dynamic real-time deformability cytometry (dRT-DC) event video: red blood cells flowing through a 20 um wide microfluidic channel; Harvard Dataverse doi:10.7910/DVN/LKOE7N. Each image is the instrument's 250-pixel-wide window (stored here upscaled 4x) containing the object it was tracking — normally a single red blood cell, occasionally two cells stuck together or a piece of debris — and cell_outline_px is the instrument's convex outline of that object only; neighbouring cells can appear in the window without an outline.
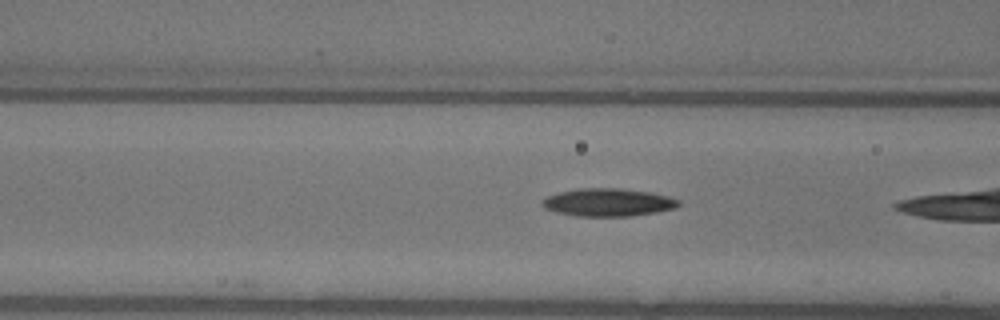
{"species": "common noctule bat (a hibernating species)", "species_latin": "Nyctalus noctula", "temperature_condition": "warm", "stored_images_in_passage": 12, "camera_frame_rate_fps": 3000, "um_per_image_px": 0.085, "animal": {"sex": "female"}, "frame": {"image": 1, "passage_image": 12, "time_ms": 3.667, "image_size_px": [1000, 320], "cell_outline_px": [[680, 204], [676, 208], [656, 212], [628, 216], [576, 216], [556, 212], [544, 208], [540, 204], [548, 196], [560, 192], [580, 188], [620, 188], [648, 192], [668, 196], [680, 200]], "centroid_in_image_um": [51.69, 17.2], "position_along_channel_um": 114.9, "area_um2": 22.02}}